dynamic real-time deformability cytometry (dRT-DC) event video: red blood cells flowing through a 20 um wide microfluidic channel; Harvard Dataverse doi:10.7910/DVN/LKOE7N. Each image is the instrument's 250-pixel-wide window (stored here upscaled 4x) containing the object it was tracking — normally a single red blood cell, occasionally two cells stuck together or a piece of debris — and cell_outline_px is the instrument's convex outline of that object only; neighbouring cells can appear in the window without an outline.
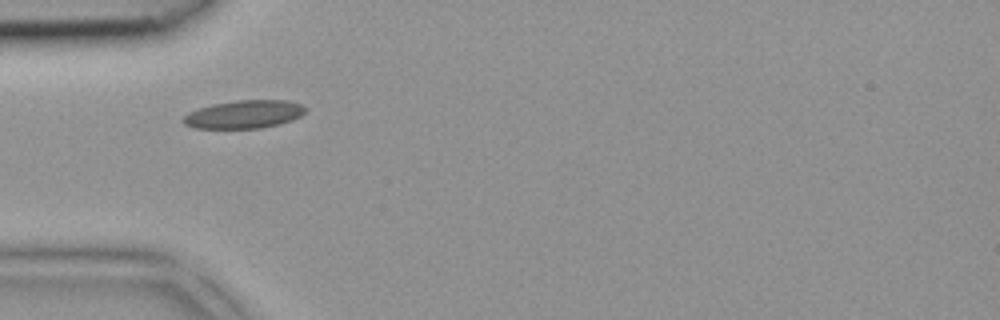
{"species": "common noctule bat (a hibernating species)", "species_latin": "Nyctalus noctula", "temperature_condition": "room temperature", "stored_images_in_passage": 1, "camera_frame_rate_fps": 3000, "um_per_image_px": 0.085, "animal": {"sex": "female", "body_mass_g": 18.4}, "frame": {"image": 1, "passage_image": 1, "time_ms": 0.0, "image_size_px": [1000, 320], "cell_outline_px": [[308, 108], [300, 116], [292, 120], [280, 124], [260, 128], [192, 128], [184, 124], [180, 120], [188, 112], [212, 104], [236, 100], [288, 100], [300, 104]], "centroid_in_image_um": [20.73, 9.72], "position_along_channel_um": 64.3, "area_um2": 20.11}}